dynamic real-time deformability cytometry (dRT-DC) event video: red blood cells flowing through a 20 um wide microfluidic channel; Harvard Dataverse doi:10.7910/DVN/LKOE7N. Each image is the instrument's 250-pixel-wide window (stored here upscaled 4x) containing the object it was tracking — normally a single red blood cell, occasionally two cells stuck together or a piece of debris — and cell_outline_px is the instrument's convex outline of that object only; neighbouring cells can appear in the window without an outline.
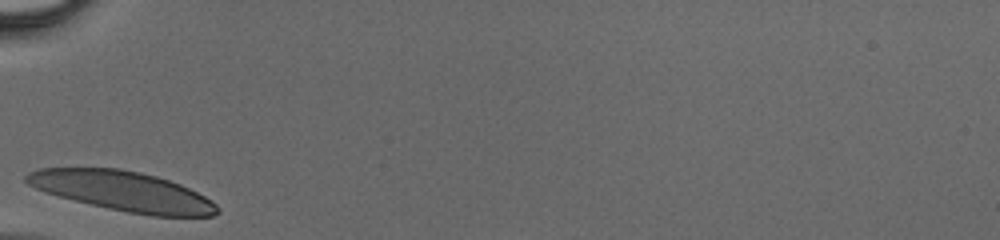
{"species": "human", "species_latin": "Homo sapiens", "temperature_condition": "cold", "stored_images_in_passage": 23, "camera_frame_rate_fps": 3000, "um_per_image_px": 0.085, "donor": {"sex": "male"}, "frame": {"image": 1, "passage_image": 1, "time_ms": 0.0, "image_size_px": [1000, 240], "cell_outline_px": [[220, 212], [212, 216], [152, 216], [128, 212], [108, 208], [44, 192], [28, 184], [24, 180], [24, 176], [28, 172], [40, 168], [120, 168], [140, 172], [156, 176], [180, 184], [204, 196], [216, 204], [220, 208]], "centroid_in_image_um": [10.43, 16.24], "position_along_channel_um": 74.6, "area_um2": 43.93}}
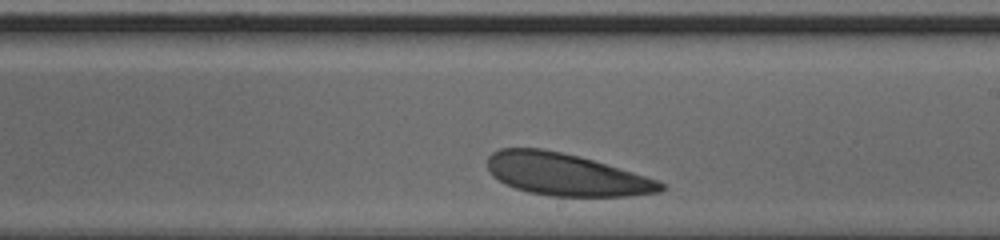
{"frame": {"image": 2, "passage_image": 13, "time_ms": 4.0, "image_size_px": [1000, 240], "cell_outline_px": [[668, 188], [660, 192], [632, 196], [552, 196], [528, 192], [504, 184], [492, 176], [488, 168], [488, 156], [492, 152], [500, 148], [540, 148], [560, 152], [592, 160], [644, 176], [668, 184]], "centroid_in_image_um": [48.1, 14.85], "position_along_channel_um": 240.9, "area_um2": 42.37}}
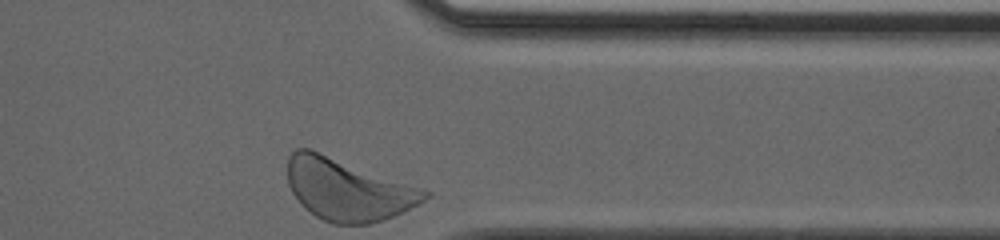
{"frame": {"image": 3, "passage_image": 23, "time_ms": 7.333, "image_size_px": [1000, 240], "cell_outline_px": [[432, 192], [420, 204], [384, 220], [368, 224], [332, 224], [316, 216], [304, 208], [300, 204], [292, 192], [288, 184], [288, 156], [296, 148], [308, 148]], "centroid_in_image_um": [29.53, 16.13], "position_along_channel_um": 381.9, "area_um2": 48.96}}